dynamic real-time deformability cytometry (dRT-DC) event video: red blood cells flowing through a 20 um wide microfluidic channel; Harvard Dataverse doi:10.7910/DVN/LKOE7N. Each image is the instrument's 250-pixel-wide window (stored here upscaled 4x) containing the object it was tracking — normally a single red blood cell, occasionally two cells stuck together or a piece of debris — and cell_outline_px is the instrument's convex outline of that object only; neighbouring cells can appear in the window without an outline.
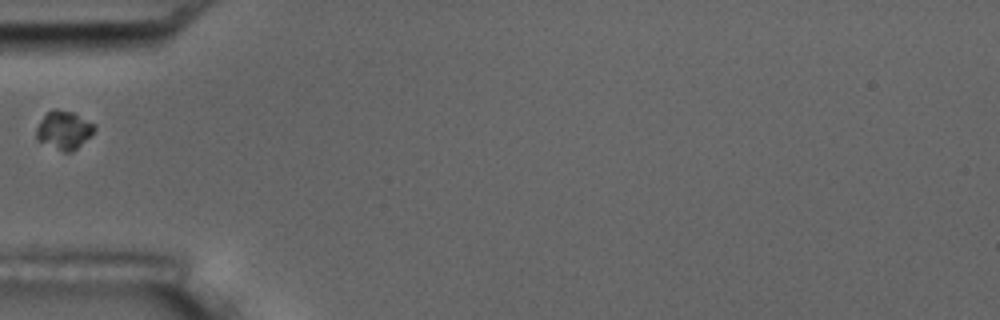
{"species": "common noctule bat (a hibernating species)", "species_latin": "Nyctalus noctula", "temperature_condition": "room temperature", "stored_images_in_passage": 1, "camera_frame_rate_fps": 3000, "um_per_image_px": 0.085, "animal": {"sex": "male", "body_mass_g": 17.5, "forearm_length_mm": 52.3}, "frame": {"image": 1, "passage_image": 1, "time_ms": 0.0, "image_size_px": [1000, 320], "cell_outline_px": [[96, 128], [72, 152], [64, 152], [36, 140], [36, 128], [40, 120], [52, 108], [56, 108], [72, 112], [96, 124]], "centroid_in_image_um": [5.4, 11.04], "position_along_channel_um": 79.6, "area_um2": 12.83}}